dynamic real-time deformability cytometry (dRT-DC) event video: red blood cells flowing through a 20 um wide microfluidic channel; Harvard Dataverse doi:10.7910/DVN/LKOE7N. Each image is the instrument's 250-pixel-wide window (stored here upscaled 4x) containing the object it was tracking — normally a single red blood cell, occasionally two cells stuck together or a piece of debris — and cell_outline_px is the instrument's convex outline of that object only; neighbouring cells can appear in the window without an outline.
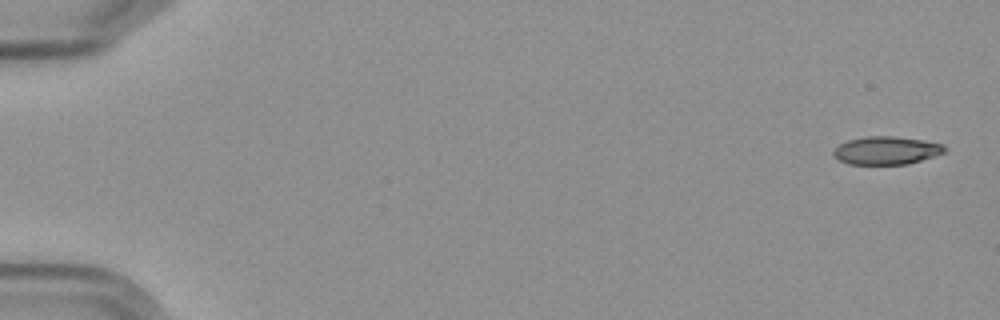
{"species": "Egyptian fruit bat (a non-hibernating species)", "species_latin": "Rousettus aegyptiacus", "temperature_condition": "cold", "stored_images_in_passage": 10, "camera_frame_rate_fps": 3000, "um_per_image_px": 0.085, "frame": {"image": 1, "passage_image": 1, "time_ms": 0.0, "image_size_px": [1000, 320], "cell_outline_px": [[948, 152], [908, 164], [848, 164], [832, 156], [832, 152], [840, 144], [848, 140], [868, 136], [892, 136], [924, 140], [944, 144], [948, 148]], "centroid_in_image_um": [75.39, 12.79], "position_along_channel_um": 9.6, "area_um2": 18.32}}
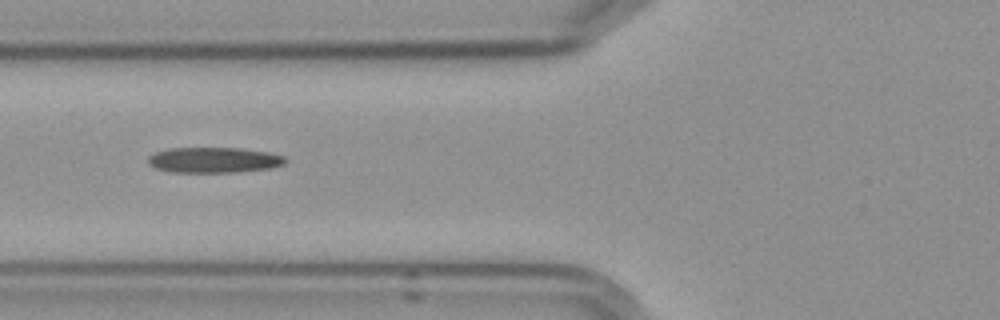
{"frame": {"image": 2, "passage_image": 6, "time_ms": 7.0, "image_size_px": [1000, 320], "cell_outline_px": [[288, 160], [284, 164], [272, 168], [240, 172], [172, 172], [156, 168], [148, 164], [148, 156], [156, 152], [168, 148], [240, 148], [268, 152], [284, 156]], "centroid_in_image_um": [18.2, 13.6], "position_along_channel_um": 107.6, "area_um2": 20.52}}
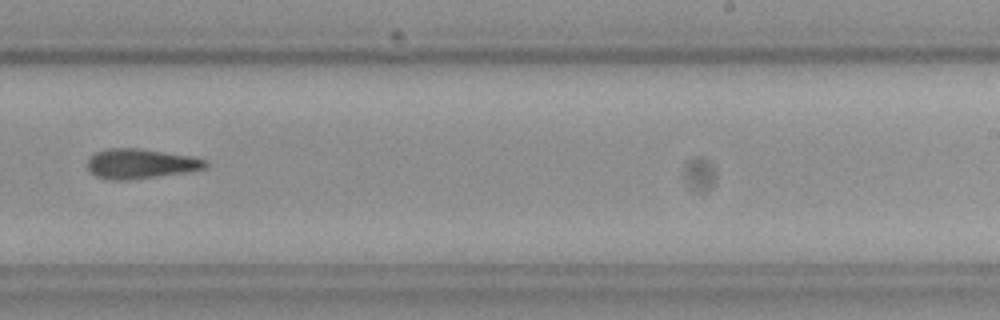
{"frame": {"image": 3, "passage_image": 10, "time_ms": 11.667, "image_size_px": [1000, 320], "cell_outline_px": [[208, 168], [192, 172], [128, 180], [108, 180], [96, 176], [88, 168], [88, 156], [96, 152], [108, 148], [140, 148], [192, 156], [204, 160], [208, 164]], "centroid_in_image_um": [11.98, 13.92], "position_along_channel_um": 277.0, "area_um2": 20.81}}